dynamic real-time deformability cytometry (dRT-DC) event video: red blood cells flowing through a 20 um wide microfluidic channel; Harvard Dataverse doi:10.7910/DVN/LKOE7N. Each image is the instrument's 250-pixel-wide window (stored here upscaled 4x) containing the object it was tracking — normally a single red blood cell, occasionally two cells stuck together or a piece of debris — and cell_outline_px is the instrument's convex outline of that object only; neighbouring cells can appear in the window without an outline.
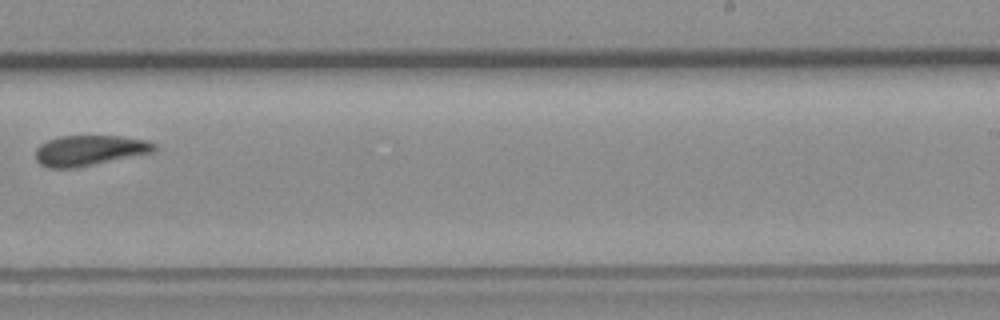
{"species": "common noctule bat (a hibernating species)", "species_latin": "Nyctalus noctula", "temperature_condition": "room temperature", "stored_images_in_passage": 11, "camera_frame_rate_fps": 3000, "um_per_image_px": 0.085, "animal": {"sex": "female", "body_mass_g": 19.3, "forearm_length_mm": 54.1}, "frame": {"image": 1, "passage_image": 10, "time_ms": 11.333, "image_size_px": [1000, 320], "cell_outline_px": [[156, 152], [72, 168], [48, 168], [40, 164], [36, 160], [36, 148], [40, 144], [48, 140], [60, 136], [120, 136], [148, 140], [156, 144]], "centroid_in_image_um": [7.62, 12.78], "position_along_channel_um": 281.4, "area_um2": 21.04}}
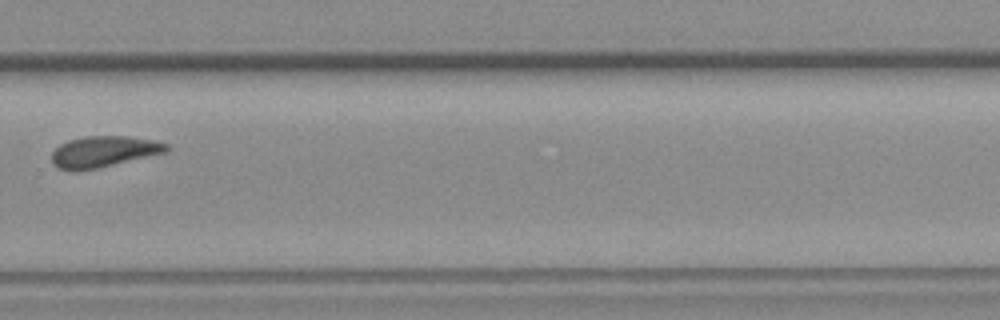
{"frame": {"image": 2, "passage_image": 11, "time_ms": 12.333, "image_size_px": [1000, 320], "cell_outline_px": [[172, 148], [168, 152], [96, 168], [56, 168], [52, 164], [52, 152], [60, 144], [68, 140], [84, 136], [124, 136], [152, 140], [168, 144]], "centroid_in_image_um": [8.86, 12.85], "position_along_channel_um": 320.9, "area_um2": 20.35}}